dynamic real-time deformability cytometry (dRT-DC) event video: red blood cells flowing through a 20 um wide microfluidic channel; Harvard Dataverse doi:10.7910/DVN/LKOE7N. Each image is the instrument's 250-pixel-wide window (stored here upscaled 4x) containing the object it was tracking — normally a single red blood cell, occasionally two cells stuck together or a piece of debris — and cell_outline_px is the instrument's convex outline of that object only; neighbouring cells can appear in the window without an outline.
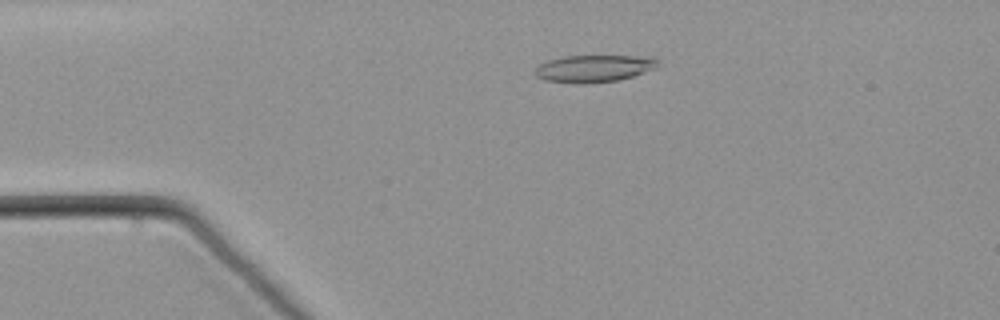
{"species": "common noctule bat (a hibernating species)", "species_latin": "Nyctalus noctula", "temperature_condition": "warm", "stored_images_in_passage": 56, "camera_frame_rate_fps": 3000, "um_per_image_px": 0.085, "animal": {"sex": "male", "body_mass_g": 21.5, "forearm_length_mm": 52.0}, "frame": {"image": 1, "passage_image": 12, "time_ms": 3.667, "image_size_px": [1000, 320], "cell_outline_px": [[660, 60], [656, 68], [620, 80], [544, 80], [536, 76], [532, 72], [540, 64], [548, 60], [564, 56], [656, 56]], "centroid_in_image_um": [50.57, 5.75], "position_along_channel_um": 34.4, "area_um2": 18.55}}
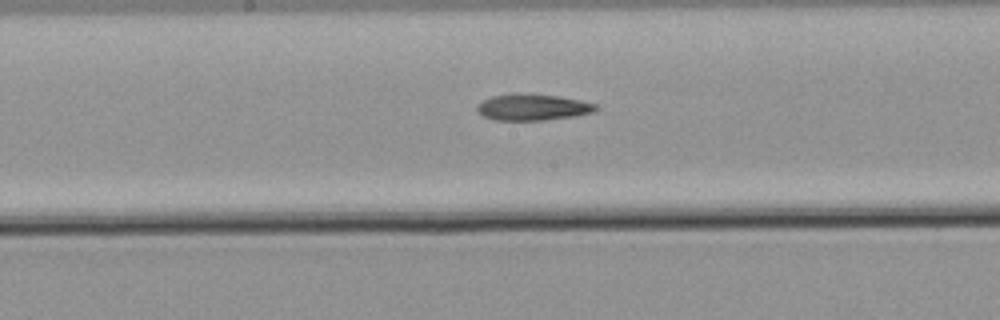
{"frame": {"image": 2, "passage_image": 29, "time_ms": 9.333, "image_size_px": [1000, 320], "cell_outline_px": [[600, 108], [592, 112], [572, 116], [544, 120], [496, 120], [484, 116], [476, 108], [476, 104], [492, 96], [512, 92], [516, 92], [556, 96], [580, 100], [596, 104]], "centroid_in_image_um": [45.25, 9.09], "position_along_channel_um": 202.9, "area_um2": 18.21}}
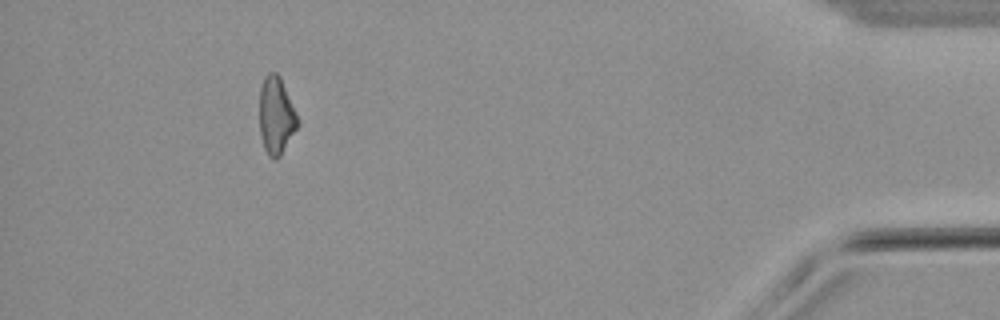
{"frame": {"image": 3, "passage_image": 51, "time_ms": 16.667, "image_size_px": [1000, 320], "cell_outline_px": [[300, 124], [280, 156], [276, 160], [272, 160], [268, 156], [264, 148], [260, 136], [260, 88], [264, 76], [268, 72], [276, 72], [280, 76], [296, 112]], "centroid_in_image_um": [23.47, 9.85], "position_along_channel_um": 411.7, "area_um2": 17.4}}